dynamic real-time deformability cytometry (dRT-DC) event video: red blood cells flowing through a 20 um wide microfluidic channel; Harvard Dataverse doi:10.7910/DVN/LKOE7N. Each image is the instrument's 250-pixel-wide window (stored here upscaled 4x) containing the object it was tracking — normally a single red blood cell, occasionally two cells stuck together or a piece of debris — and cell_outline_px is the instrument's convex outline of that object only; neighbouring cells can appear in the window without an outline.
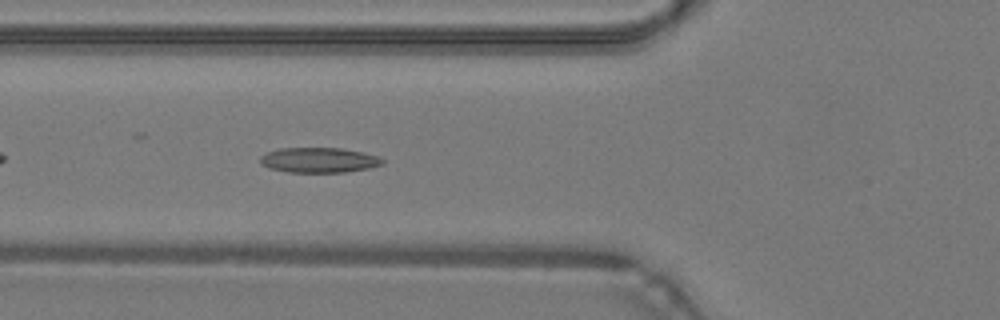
{"species": "common noctule bat (a hibernating species)", "species_latin": "Nyctalus noctula", "temperature_condition": "warm", "stored_images_in_passage": 37, "camera_frame_rate_fps": 3000, "um_per_image_px": 0.085, "animal": {"sex": "male", "body_mass_g": 19.2, "forearm_length_mm": 51.8}, "frame": {"image": 1, "passage_image": 6, "time_ms": 1.667, "image_size_px": [1000, 320], "cell_outline_px": [[384, 164], [368, 168], [344, 172], [288, 172], [268, 168], [260, 164], [260, 156], [268, 152], [280, 148], [344, 148], [364, 152], [376, 156], [384, 160]], "centroid_in_image_um": [27.1, 13.6], "position_along_channel_um": 98.7, "area_um2": 17.92}}
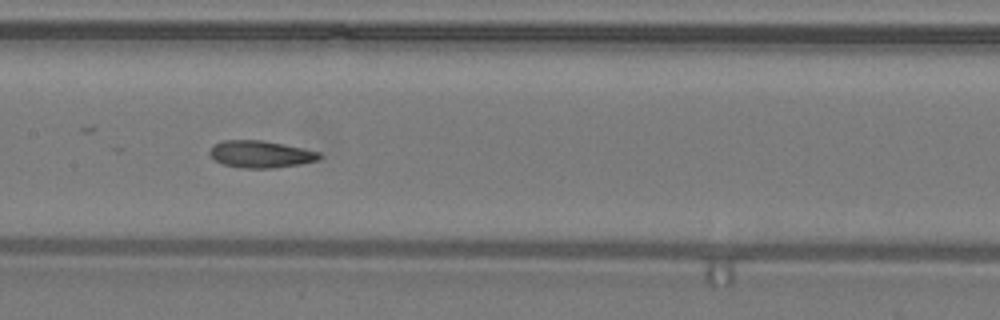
{"frame": {"image": 2, "passage_image": 12, "time_ms": 3.667, "image_size_px": [1000, 320], "cell_outline_px": [[324, 156], [320, 160], [300, 164], [276, 168], [240, 168], [224, 164], [216, 160], [208, 152], [216, 144], [224, 140], [264, 140], [304, 148], [320, 152]], "centroid_in_image_um": [22.24, 13.11], "position_along_channel_um": 185.2, "area_um2": 17.4}}
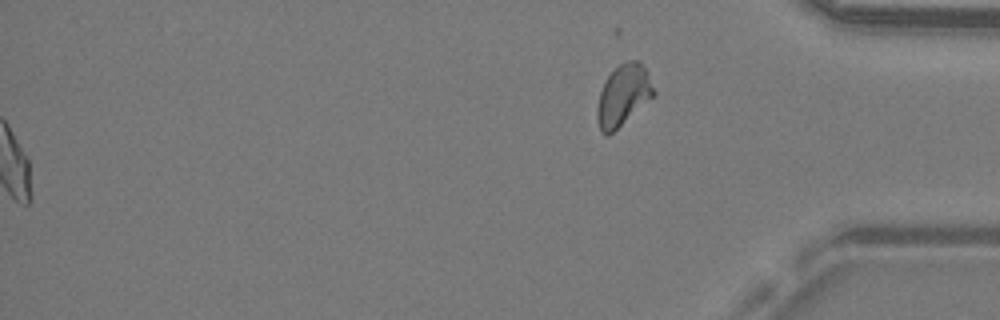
{"frame": {"image": 3, "passage_image": 37, "time_ms": 12.0, "image_size_px": [1000, 320], "cell_outline_px": [[656, 96], [608, 136], [604, 136], [600, 132], [596, 120], [596, 108], [600, 92], [608, 76], [620, 64], [628, 60], [636, 60], [648, 72], [656, 92]], "centroid_in_image_um": [52.98, 8.15], "position_along_channel_um": 382.2, "area_um2": 20.35}, "authors_computed_cell_mechanics": {"area_um2": 17.3978, "velocity_mm_per_s": 4.2972, "shape_relaxation_time_tau1_ms": 4.8418, "shape_relaxation_time_tau2_ms": 2.4713, "deformation_change_tau1": 0.1404, "deformation_change_tau2": 0.0779}}